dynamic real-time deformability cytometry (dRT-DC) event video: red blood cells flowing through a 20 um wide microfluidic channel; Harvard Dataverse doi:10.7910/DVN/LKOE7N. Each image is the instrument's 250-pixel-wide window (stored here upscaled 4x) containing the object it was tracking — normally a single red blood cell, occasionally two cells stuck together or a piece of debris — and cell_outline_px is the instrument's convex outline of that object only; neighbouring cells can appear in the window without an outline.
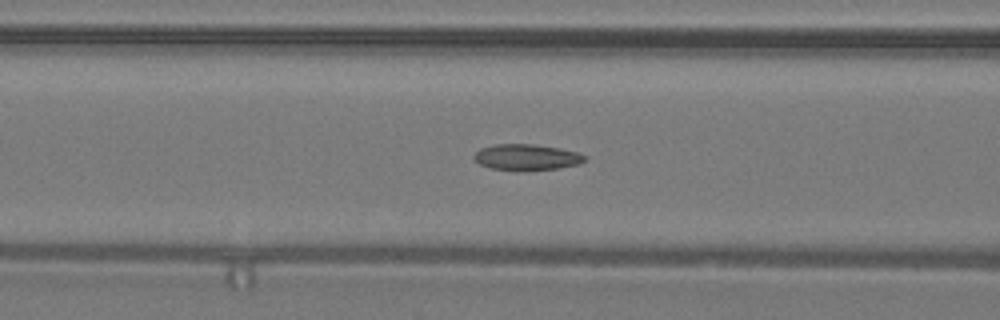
{"species": "common noctule bat (a hibernating species)", "species_latin": "Nyctalus noctula", "temperature_condition": "warm", "stored_images_in_passage": 43, "camera_frame_rate_fps": 3000, "um_per_image_px": 0.085, "animal": {"sex": "male", "body_mass_g": 19.2, "forearm_length_mm": 51.8}, "frame": {"image": 1, "passage_image": 14, "time_ms": 4.333, "image_size_px": [1000, 320], "cell_outline_px": [[584, 160], [580, 164], [556, 168], [520, 172], [492, 168], [480, 164], [472, 156], [480, 148], [496, 144], [532, 144], [560, 148], [576, 152], [584, 156]], "centroid_in_image_um": [44.72, 13.37], "position_along_channel_um": 121.9, "area_um2": 16.82}}
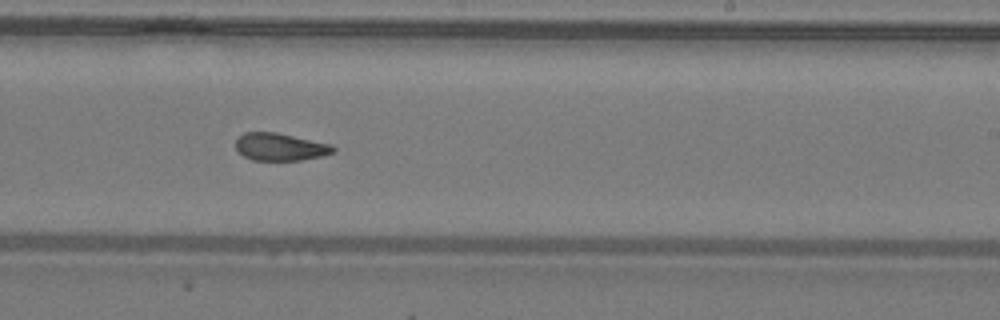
{"frame": {"image": 2, "passage_image": 24, "time_ms": 7.667, "image_size_px": [1000, 320], "cell_outline_px": [[336, 152], [324, 156], [300, 160], [252, 160], [244, 156], [236, 148], [236, 140], [244, 132], [276, 132], [332, 144], [336, 148]], "centroid_in_image_um": [23.86, 12.48], "position_along_channel_um": 265.1, "area_um2": 15.72}}
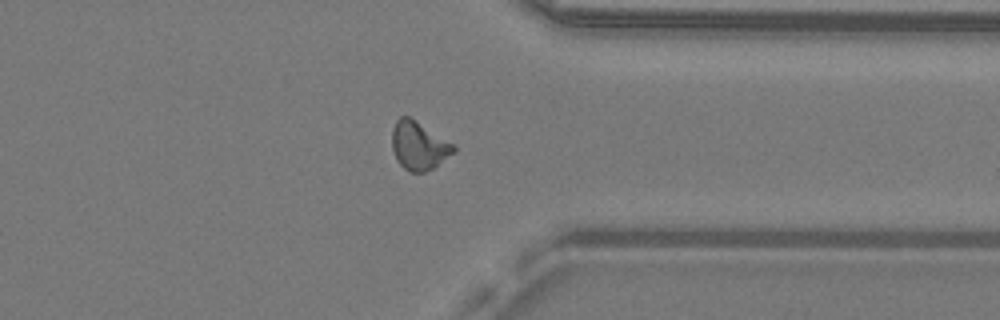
{"frame": {"image": 3, "passage_image": 32, "time_ms": 10.333, "image_size_px": [1000, 320], "cell_outline_px": [[456, 152], [432, 168], [424, 172], [408, 172], [396, 160], [392, 148], [392, 128], [396, 120], [400, 116], [408, 116], [452, 144], [456, 148]], "centroid_in_image_um": [35.56, 12.4], "position_along_channel_um": 375.8, "area_um2": 17.05}, "authors_computed_cell_mechanics": {"area_um2": 16.5886, "velocity_mm_per_s": 4.312, "shape_relaxation_time_tau1_ms": null, "shape_relaxation_time_tau2_ms": 2.8073, "deformation_change_tau1": null, "deformation_change_tau2": 0.0919}}